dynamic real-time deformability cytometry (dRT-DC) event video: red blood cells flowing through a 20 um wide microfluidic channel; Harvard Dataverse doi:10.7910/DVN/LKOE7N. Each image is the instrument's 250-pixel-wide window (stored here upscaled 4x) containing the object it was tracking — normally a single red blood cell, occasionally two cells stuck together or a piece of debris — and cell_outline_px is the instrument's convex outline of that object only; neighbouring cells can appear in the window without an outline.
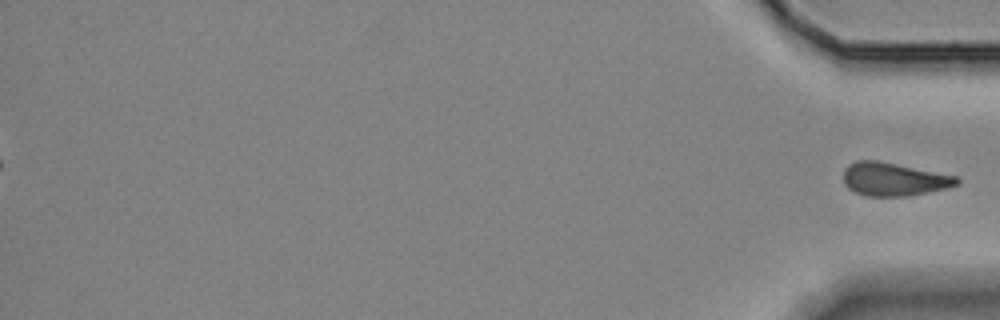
{"species": "Egyptian fruit bat (a non-hibernating species)", "species_latin": "Rousettus aegyptiacus", "temperature_condition": "room temperature", "stored_images_in_passage": 34, "segment_of_instrument_passage": [2, 2], "camera_frame_rate_fps": 3000, "um_per_image_px": 0.085, "animal": {"sex": "female"}, "frame": {"image": 1, "passage_image": 34, "time_ms": 11.0, "image_size_px": [1000, 320], "cell_outline_px": [[960, 184], [948, 188], [908, 196], [864, 196], [848, 188], [844, 184], [844, 168], [848, 164], [856, 160], [876, 160], [956, 176], [960, 180]], "centroid_in_image_um": [75.96, 15.24], "position_along_channel_um": 359.2, "area_um2": 21.96}}